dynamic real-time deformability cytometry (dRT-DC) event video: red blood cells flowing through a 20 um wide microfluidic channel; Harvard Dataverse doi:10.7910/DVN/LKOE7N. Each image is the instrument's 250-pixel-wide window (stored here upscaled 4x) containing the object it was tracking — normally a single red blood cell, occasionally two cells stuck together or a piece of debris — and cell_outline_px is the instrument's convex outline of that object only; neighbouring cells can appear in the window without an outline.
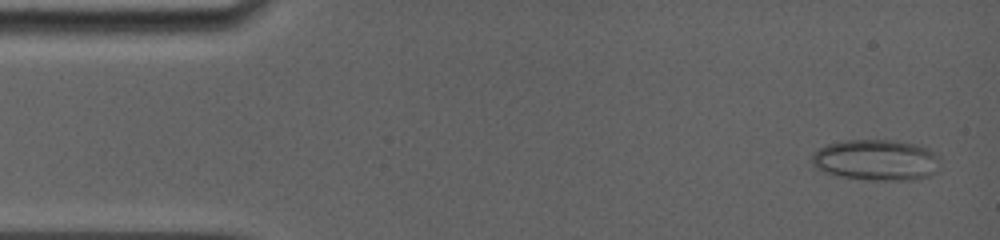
{"species": "common noctule bat (a hibernating species)", "species_latin": "Nyctalus noctula", "temperature_condition": "room temperature", "stored_images_in_passage": 37, "camera_frame_rate_fps": 5000, "um_per_image_px": 0.085, "animal": {"sex": "female", "body_mass_g": 19.0, "forearm_length_mm": 56.7}, "frame": {"image": 1, "passage_image": 1, "time_ms": 0.0, "image_size_px": [1000, 240], "cell_outline_px": [[940, 156], [932, 172], [928, 176], [912, 180], [876, 180], [836, 176], [824, 172], [816, 168], [812, 164], [812, 152], [828, 144], [848, 140], [892, 140], [916, 144], [928, 148]], "centroid_in_image_um": [74.43, 13.6], "position_along_channel_um": 10.6, "area_um2": 30.46}}
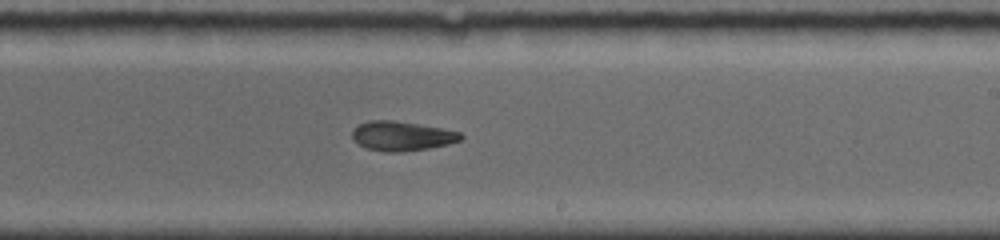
{"frame": {"image": 2, "passage_image": 23, "time_ms": 9.0, "image_size_px": [1000, 240], "cell_outline_px": [[464, 136], [460, 140], [448, 144], [428, 148], [396, 152], [388, 152], [368, 148], [360, 144], [352, 136], [352, 128], [368, 120], [396, 120], [444, 128], [460, 132]], "centroid_in_image_um": [34.18, 11.53], "position_along_channel_um": 254.8, "area_um2": 18.55}}
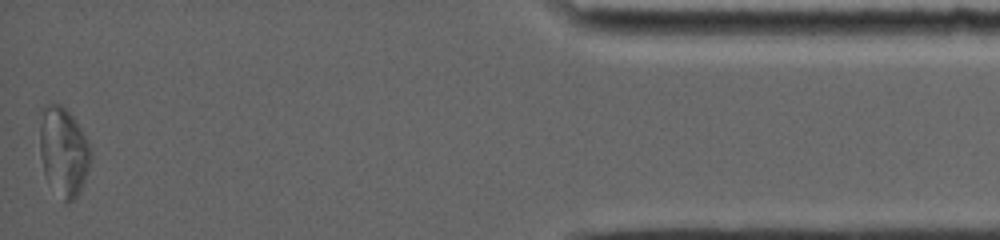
{"frame": {"image": 3, "passage_image": 37, "time_ms": 15.2, "image_size_px": [1000, 240], "cell_outline_px": [[92, 156], [80, 192], [68, 204], [64, 204], [44, 172], [40, 156], [40, 108], [44, 104], [52, 100], [60, 104], [76, 120], [88, 144]], "centroid_in_image_um": [5.37, 12.83], "position_along_channel_um": 429.8, "area_um2": 26.47}, "authors_computed_cell_mechanics": {"area_um2": 19.4208, "velocity_mm_per_s": 3.8955, "shape_relaxation_time_tau1_ms": 6.7245, "shape_relaxation_time_tau2_ms": 4.3117, "deformation_change_tau1": 0.1671, "deformation_change_tau2": 0.1014}}